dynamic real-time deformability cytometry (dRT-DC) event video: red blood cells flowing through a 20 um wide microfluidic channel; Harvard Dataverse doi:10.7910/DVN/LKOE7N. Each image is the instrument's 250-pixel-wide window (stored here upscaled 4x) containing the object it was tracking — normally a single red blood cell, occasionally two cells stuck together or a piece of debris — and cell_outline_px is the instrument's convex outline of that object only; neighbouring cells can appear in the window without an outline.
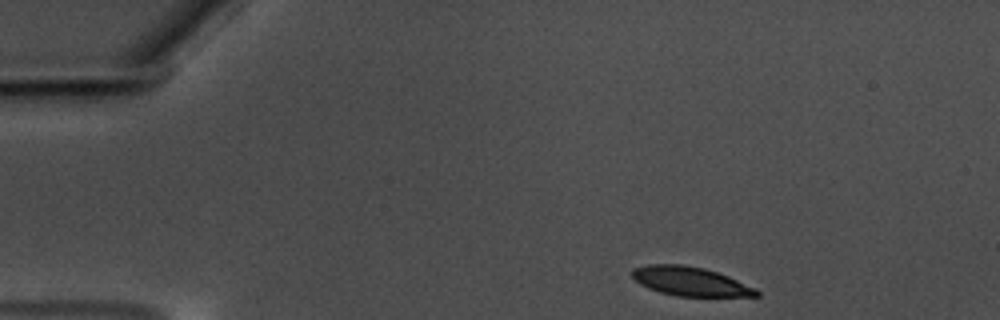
{"species": "common noctule bat (a hibernating species)", "species_latin": "Nyctalus noctula", "temperature_condition": "warm", "stored_images_in_passage": 44, "camera_frame_rate_fps": 3000, "um_per_image_px": 0.085, "animal": {"sex": "male", "body_mass_g": 17.5, "forearm_length_mm": 52.3}, "frame": {"image": 1, "passage_image": 1, "time_ms": 0.0, "image_size_px": [1000, 320], "cell_outline_px": [[760, 296], [676, 296], [660, 292], [648, 288], [640, 284], [632, 276], [632, 268], [648, 264], [680, 264], [704, 268], [728, 276], [756, 288], [760, 292]], "centroid_in_image_um": [58.67, 23.91], "position_along_channel_um": 26.3, "area_um2": 20.98}}
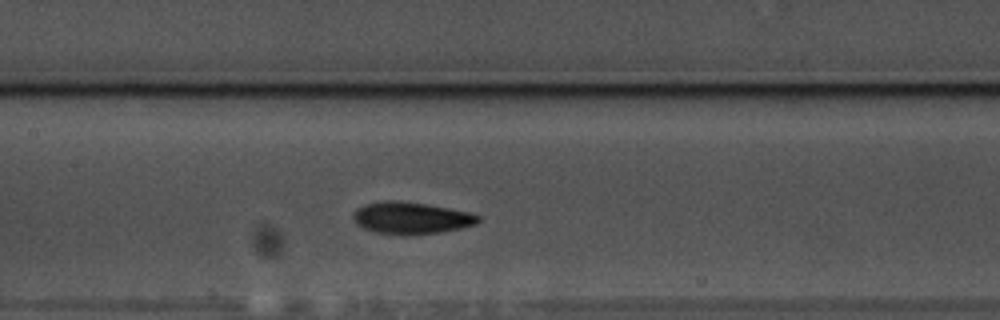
{"frame": {"image": 2, "passage_image": 20, "time_ms": 6.333, "image_size_px": [1000, 320], "cell_outline_px": [[480, 220], [476, 224], [460, 228], [440, 232], [408, 236], [404, 236], [376, 232], [364, 228], [356, 224], [352, 220], [352, 216], [356, 208], [364, 204], [384, 200], [396, 200], [428, 204], [472, 212], [480, 216]], "centroid_in_image_um": [34.93, 18.53], "position_along_channel_um": 172.5, "area_um2": 23.7}}
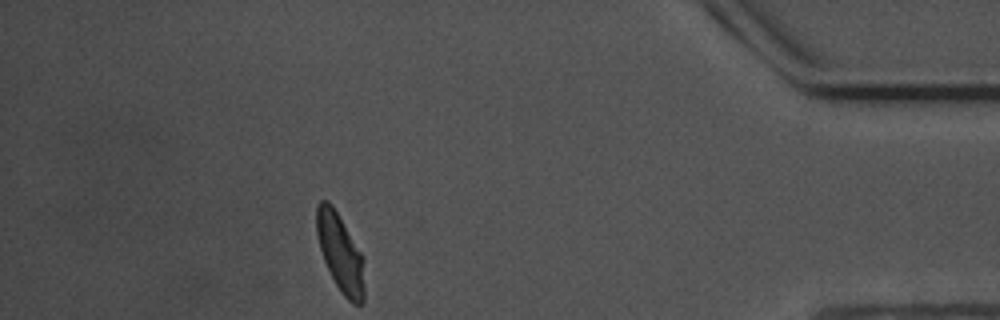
{"frame": {"image": 3, "passage_image": 44, "time_ms": 14.333, "image_size_px": [1000, 320], "cell_outline_px": [[364, 304], [352, 304], [340, 292], [324, 260], [320, 248], [316, 232], [316, 204], [320, 200], [328, 200], [332, 204], [364, 256]], "centroid_in_image_um": [28.94, 21.49], "position_along_channel_um": 406.3, "area_um2": 21.96}, "authors_computed_cell_mechanics": {"area_um2": 22.5709, "velocity_mm_per_s": 3.5039, "shape_relaxation_time_tau1_ms": 3.243, "shape_relaxation_time_tau2_ms": 2.7749, "deformation_change_tau1": 0.1298, "deformation_change_tau2": 0.0749}}